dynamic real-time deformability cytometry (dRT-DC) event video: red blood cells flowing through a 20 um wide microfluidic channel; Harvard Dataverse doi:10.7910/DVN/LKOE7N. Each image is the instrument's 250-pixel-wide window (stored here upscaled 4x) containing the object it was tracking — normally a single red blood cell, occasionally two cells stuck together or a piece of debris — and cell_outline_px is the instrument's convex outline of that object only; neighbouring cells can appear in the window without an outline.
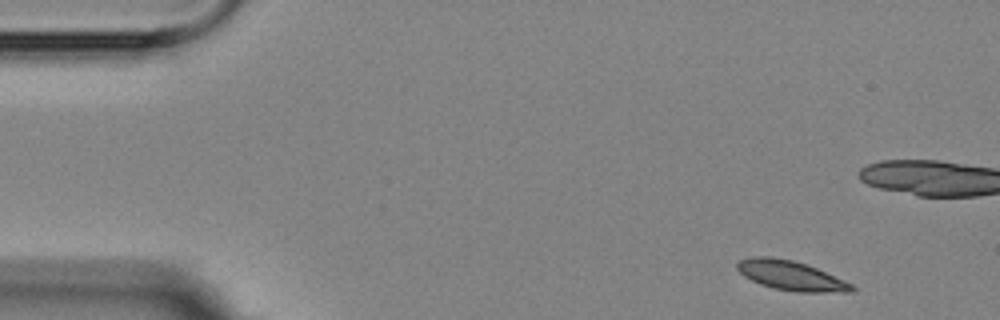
{"species": "Egyptian fruit bat (a non-hibernating species)", "species_latin": "Rousettus aegyptiacus", "temperature_condition": "room temperature", "stored_images_in_passage": 5, "camera_frame_rate_fps": 3000, "um_per_image_px": 0.085, "animal": {"sex": "female"}, "frame": {"image": 1, "passage_image": 1, "time_ms": 0.0, "image_size_px": [1000, 320], "cell_outline_px": [[856, 288], [852, 292], [796, 292], [772, 288], [760, 284], [744, 276], [736, 268], [736, 264], [740, 260], [752, 256], [768, 256], [792, 260], [816, 268], [844, 280], [852, 284]], "centroid_in_image_um": [67.21, 23.43], "position_along_channel_um": 17.8, "area_um2": 19.65}}